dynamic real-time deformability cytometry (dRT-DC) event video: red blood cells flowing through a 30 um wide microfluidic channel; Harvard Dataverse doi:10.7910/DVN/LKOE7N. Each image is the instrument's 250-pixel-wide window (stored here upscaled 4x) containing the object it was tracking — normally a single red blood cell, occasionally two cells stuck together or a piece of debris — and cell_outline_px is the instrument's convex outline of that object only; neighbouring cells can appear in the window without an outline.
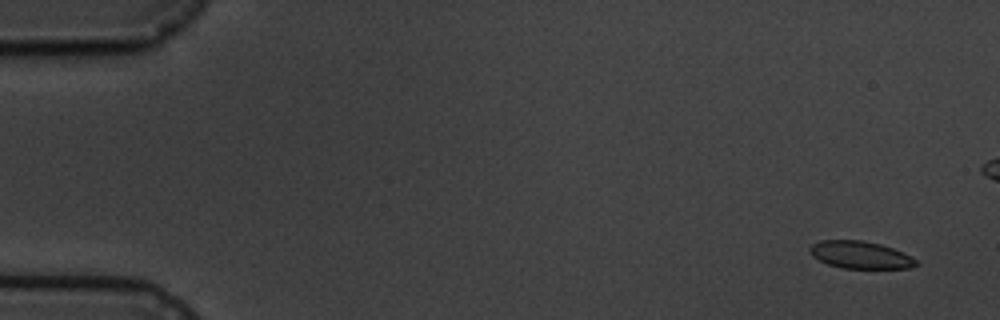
{"species": "common noctule bat (a hibernating species)", "species_latin": "Nyctalus noctula", "temperature_condition": "cold", "stored_images_in_passage": 5, "camera_frame_rate_fps": 3000, "um_per_image_px": 0.085, "animal": {"sex": "male", "body_mass_g": 19.5, "forearm_length_mm": 54.6}, "frame": {"image": 1, "passage_image": 5, "time_ms": 5.333, "image_size_px": [1000, 320], "cell_outline_px": [[920, 264], [908, 268], [840, 268], [828, 264], [812, 256], [808, 252], [808, 248], [812, 244], [820, 240], [860, 240], [880, 244], [904, 252], [912, 256]], "centroid_in_image_um": [73.12, 21.66], "position_along_channel_um": 11.9, "area_um2": 17.05}}